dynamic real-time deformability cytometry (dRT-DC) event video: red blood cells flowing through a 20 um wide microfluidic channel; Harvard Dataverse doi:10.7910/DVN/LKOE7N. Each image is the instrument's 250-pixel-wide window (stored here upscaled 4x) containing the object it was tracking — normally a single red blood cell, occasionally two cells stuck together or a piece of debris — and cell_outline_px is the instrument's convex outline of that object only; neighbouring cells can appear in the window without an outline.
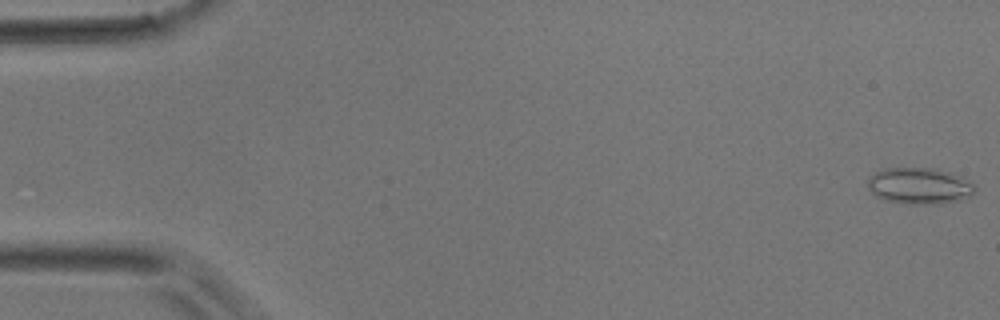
{"species": "common noctule bat (a hibernating species)", "species_latin": "Nyctalus noctula", "temperature_condition": "room temperature", "stored_images_in_passage": 48, "camera_frame_rate_fps": 3000, "um_per_image_px": 0.085, "animal": {"sex": "male", "body_mass_g": 17.9}, "frame": {"image": 1, "passage_image": 1, "time_ms": 0.0, "image_size_px": [1000, 320], "cell_outline_px": [[976, 192], [960, 200], [936, 204], [912, 204], [884, 200], [876, 196], [868, 188], [868, 176], [876, 172], [888, 168], [936, 168], [960, 176], [968, 180], [976, 188]], "centroid_in_image_um": [78.15, 15.8], "position_along_channel_um": 6.9, "area_um2": 22.66}}
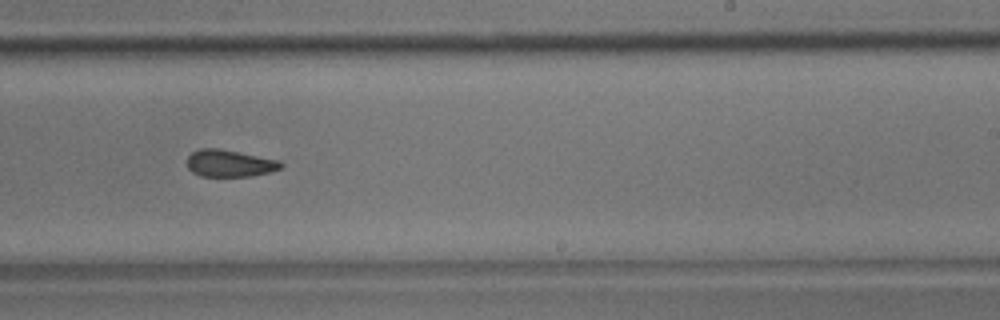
{"frame": {"image": 2, "passage_image": 30, "time_ms": 9.667, "image_size_px": [1000, 320], "cell_outline_px": [[284, 164], [280, 168], [272, 172], [252, 176], [200, 176], [192, 172], [188, 168], [188, 156], [192, 152], [200, 148], [216, 148], [280, 160]], "centroid_in_image_um": [19.53, 13.89], "position_along_channel_um": 269.5, "area_um2": 14.74}}
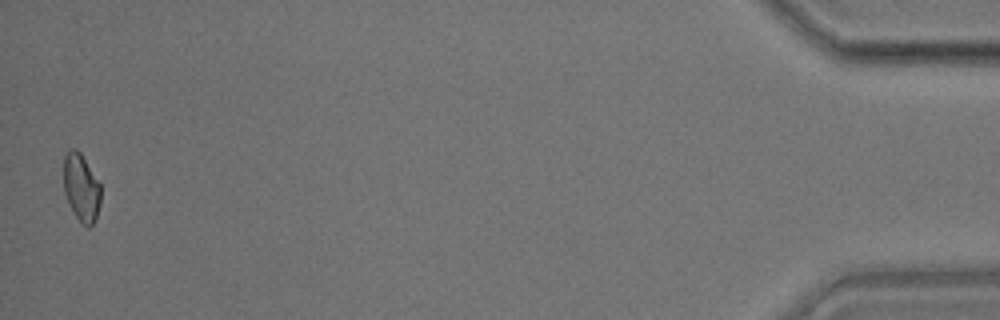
{"frame": {"image": 3, "passage_image": 48, "time_ms": 15.667, "image_size_px": [1000, 320], "cell_outline_px": [[100, 204], [96, 216], [92, 224], [88, 228], [76, 216], [64, 192], [64, 156], [72, 148], [76, 148], [80, 152], [100, 184]], "centroid_in_image_um": [6.91, 15.92], "position_along_channel_um": 428.3, "area_um2": 14.22}}